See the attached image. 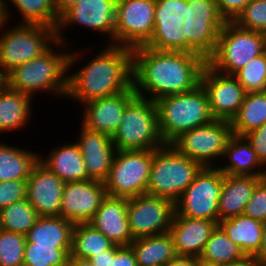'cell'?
Instances as JSON below:
<instances>
[{"label":"cell","instance_id":"22","mask_svg":"<svg viewBox=\"0 0 266 266\" xmlns=\"http://www.w3.org/2000/svg\"><path fill=\"white\" fill-rule=\"evenodd\" d=\"M251 0H187V25L201 32L206 26L233 21Z\"/></svg>","mask_w":266,"mask_h":266},{"label":"cell","instance_id":"44","mask_svg":"<svg viewBox=\"0 0 266 266\" xmlns=\"http://www.w3.org/2000/svg\"><path fill=\"white\" fill-rule=\"evenodd\" d=\"M164 266H202L200 260L194 257L176 256Z\"/></svg>","mask_w":266,"mask_h":266},{"label":"cell","instance_id":"51","mask_svg":"<svg viewBox=\"0 0 266 266\" xmlns=\"http://www.w3.org/2000/svg\"><path fill=\"white\" fill-rule=\"evenodd\" d=\"M257 266H266V257L262 259H257Z\"/></svg>","mask_w":266,"mask_h":266},{"label":"cell","instance_id":"23","mask_svg":"<svg viewBox=\"0 0 266 266\" xmlns=\"http://www.w3.org/2000/svg\"><path fill=\"white\" fill-rule=\"evenodd\" d=\"M263 177L224 174L218 203V222L244 213L256 185Z\"/></svg>","mask_w":266,"mask_h":266},{"label":"cell","instance_id":"1","mask_svg":"<svg viewBox=\"0 0 266 266\" xmlns=\"http://www.w3.org/2000/svg\"><path fill=\"white\" fill-rule=\"evenodd\" d=\"M206 64L204 38L187 25L167 42L132 49L133 88L152 101L189 92L200 85Z\"/></svg>","mask_w":266,"mask_h":266},{"label":"cell","instance_id":"27","mask_svg":"<svg viewBox=\"0 0 266 266\" xmlns=\"http://www.w3.org/2000/svg\"><path fill=\"white\" fill-rule=\"evenodd\" d=\"M33 98L7 86L0 92V134L21 130L32 117Z\"/></svg>","mask_w":266,"mask_h":266},{"label":"cell","instance_id":"50","mask_svg":"<svg viewBox=\"0 0 266 266\" xmlns=\"http://www.w3.org/2000/svg\"><path fill=\"white\" fill-rule=\"evenodd\" d=\"M8 86V74L0 67V92Z\"/></svg>","mask_w":266,"mask_h":266},{"label":"cell","instance_id":"2","mask_svg":"<svg viewBox=\"0 0 266 266\" xmlns=\"http://www.w3.org/2000/svg\"><path fill=\"white\" fill-rule=\"evenodd\" d=\"M187 26V0H117L114 45L161 44Z\"/></svg>","mask_w":266,"mask_h":266},{"label":"cell","instance_id":"30","mask_svg":"<svg viewBox=\"0 0 266 266\" xmlns=\"http://www.w3.org/2000/svg\"><path fill=\"white\" fill-rule=\"evenodd\" d=\"M10 4H9V3ZM4 20L12 19V10L8 5L14 6L17 14L22 16L19 23L41 24L57 28L60 17L55 9L54 0H1Z\"/></svg>","mask_w":266,"mask_h":266},{"label":"cell","instance_id":"38","mask_svg":"<svg viewBox=\"0 0 266 266\" xmlns=\"http://www.w3.org/2000/svg\"><path fill=\"white\" fill-rule=\"evenodd\" d=\"M25 235L0 229V266H23Z\"/></svg>","mask_w":266,"mask_h":266},{"label":"cell","instance_id":"7","mask_svg":"<svg viewBox=\"0 0 266 266\" xmlns=\"http://www.w3.org/2000/svg\"><path fill=\"white\" fill-rule=\"evenodd\" d=\"M202 168L197 161L180 154L172 145L165 144L153 150L147 194L175 204Z\"/></svg>","mask_w":266,"mask_h":266},{"label":"cell","instance_id":"45","mask_svg":"<svg viewBox=\"0 0 266 266\" xmlns=\"http://www.w3.org/2000/svg\"><path fill=\"white\" fill-rule=\"evenodd\" d=\"M93 266H110L111 265V248L107 251H102L100 254H95L90 259Z\"/></svg>","mask_w":266,"mask_h":266},{"label":"cell","instance_id":"19","mask_svg":"<svg viewBox=\"0 0 266 266\" xmlns=\"http://www.w3.org/2000/svg\"><path fill=\"white\" fill-rule=\"evenodd\" d=\"M80 130L79 137L74 141L80 148L88 176L92 180L104 182L116 153L112 136L91 131L82 125Z\"/></svg>","mask_w":266,"mask_h":266},{"label":"cell","instance_id":"17","mask_svg":"<svg viewBox=\"0 0 266 266\" xmlns=\"http://www.w3.org/2000/svg\"><path fill=\"white\" fill-rule=\"evenodd\" d=\"M137 96L133 85L118 94L80 104L84 106L81 125L112 136L121 125L126 106Z\"/></svg>","mask_w":266,"mask_h":266},{"label":"cell","instance_id":"24","mask_svg":"<svg viewBox=\"0 0 266 266\" xmlns=\"http://www.w3.org/2000/svg\"><path fill=\"white\" fill-rule=\"evenodd\" d=\"M62 145L54 146L46 158L39 155V161L64 183L90 180L78 144L73 141Z\"/></svg>","mask_w":266,"mask_h":266},{"label":"cell","instance_id":"20","mask_svg":"<svg viewBox=\"0 0 266 266\" xmlns=\"http://www.w3.org/2000/svg\"><path fill=\"white\" fill-rule=\"evenodd\" d=\"M218 223L214 220L174 216L169 233L177 256L200 258Z\"/></svg>","mask_w":266,"mask_h":266},{"label":"cell","instance_id":"4","mask_svg":"<svg viewBox=\"0 0 266 266\" xmlns=\"http://www.w3.org/2000/svg\"><path fill=\"white\" fill-rule=\"evenodd\" d=\"M57 49L61 52L59 53ZM68 49L71 50L72 48L56 40L41 55L10 71L8 73V86L32 98H34L35 93L39 92L40 94L41 92L53 93L57 98L59 95L66 97L69 69L82 59L83 54L81 49L78 52ZM79 58L80 60H78Z\"/></svg>","mask_w":266,"mask_h":266},{"label":"cell","instance_id":"53","mask_svg":"<svg viewBox=\"0 0 266 266\" xmlns=\"http://www.w3.org/2000/svg\"><path fill=\"white\" fill-rule=\"evenodd\" d=\"M265 170H264V175H263V179H265L266 180V166H265V168H264Z\"/></svg>","mask_w":266,"mask_h":266},{"label":"cell","instance_id":"28","mask_svg":"<svg viewBox=\"0 0 266 266\" xmlns=\"http://www.w3.org/2000/svg\"><path fill=\"white\" fill-rule=\"evenodd\" d=\"M74 223L61 216H39L25 235L26 243L35 246H72Z\"/></svg>","mask_w":266,"mask_h":266},{"label":"cell","instance_id":"8","mask_svg":"<svg viewBox=\"0 0 266 266\" xmlns=\"http://www.w3.org/2000/svg\"><path fill=\"white\" fill-rule=\"evenodd\" d=\"M112 141L116 150H155L164 146L155 101L136 96L126 106Z\"/></svg>","mask_w":266,"mask_h":266},{"label":"cell","instance_id":"11","mask_svg":"<svg viewBox=\"0 0 266 266\" xmlns=\"http://www.w3.org/2000/svg\"><path fill=\"white\" fill-rule=\"evenodd\" d=\"M232 135L230 121L214 119L208 124L182 133L170 145L203 167H217L216 162L223 158Z\"/></svg>","mask_w":266,"mask_h":266},{"label":"cell","instance_id":"49","mask_svg":"<svg viewBox=\"0 0 266 266\" xmlns=\"http://www.w3.org/2000/svg\"><path fill=\"white\" fill-rule=\"evenodd\" d=\"M254 257L256 259H262L266 257V221L263 222V237L261 242V249Z\"/></svg>","mask_w":266,"mask_h":266},{"label":"cell","instance_id":"43","mask_svg":"<svg viewBox=\"0 0 266 266\" xmlns=\"http://www.w3.org/2000/svg\"><path fill=\"white\" fill-rule=\"evenodd\" d=\"M110 266H138L132 248L130 246L113 245L111 247Z\"/></svg>","mask_w":266,"mask_h":266},{"label":"cell","instance_id":"12","mask_svg":"<svg viewBox=\"0 0 266 266\" xmlns=\"http://www.w3.org/2000/svg\"><path fill=\"white\" fill-rule=\"evenodd\" d=\"M224 173L217 167H203L175 203L174 216L214 220L218 223V203Z\"/></svg>","mask_w":266,"mask_h":266},{"label":"cell","instance_id":"13","mask_svg":"<svg viewBox=\"0 0 266 266\" xmlns=\"http://www.w3.org/2000/svg\"><path fill=\"white\" fill-rule=\"evenodd\" d=\"M174 214L175 204L156 195L128 199L127 218L134 239L169 232Z\"/></svg>","mask_w":266,"mask_h":266},{"label":"cell","instance_id":"46","mask_svg":"<svg viewBox=\"0 0 266 266\" xmlns=\"http://www.w3.org/2000/svg\"><path fill=\"white\" fill-rule=\"evenodd\" d=\"M79 1L80 0H54V5L58 16L61 17L70 7Z\"/></svg>","mask_w":266,"mask_h":266},{"label":"cell","instance_id":"39","mask_svg":"<svg viewBox=\"0 0 266 266\" xmlns=\"http://www.w3.org/2000/svg\"><path fill=\"white\" fill-rule=\"evenodd\" d=\"M232 22L240 28L266 34V0H251Z\"/></svg>","mask_w":266,"mask_h":266},{"label":"cell","instance_id":"33","mask_svg":"<svg viewBox=\"0 0 266 266\" xmlns=\"http://www.w3.org/2000/svg\"><path fill=\"white\" fill-rule=\"evenodd\" d=\"M246 255L224 231L217 226L206 242L199 260L202 266H221L242 260Z\"/></svg>","mask_w":266,"mask_h":266},{"label":"cell","instance_id":"10","mask_svg":"<svg viewBox=\"0 0 266 266\" xmlns=\"http://www.w3.org/2000/svg\"><path fill=\"white\" fill-rule=\"evenodd\" d=\"M152 161L153 150H116L104 181L107 195L130 199L147 193Z\"/></svg>","mask_w":266,"mask_h":266},{"label":"cell","instance_id":"6","mask_svg":"<svg viewBox=\"0 0 266 266\" xmlns=\"http://www.w3.org/2000/svg\"><path fill=\"white\" fill-rule=\"evenodd\" d=\"M155 104L158 128L165 144H171L182 133L214 120L208 95L201 84L189 92L161 97Z\"/></svg>","mask_w":266,"mask_h":266},{"label":"cell","instance_id":"48","mask_svg":"<svg viewBox=\"0 0 266 266\" xmlns=\"http://www.w3.org/2000/svg\"><path fill=\"white\" fill-rule=\"evenodd\" d=\"M68 266H93L91 261L89 259H84V258H76V257H71L69 255Z\"/></svg>","mask_w":266,"mask_h":266},{"label":"cell","instance_id":"34","mask_svg":"<svg viewBox=\"0 0 266 266\" xmlns=\"http://www.w3.org/2000/svg\"><path fill=\"white\" fill-rule=\"evenodd\" d=\"M114 244L89 223H76L72 233L71 257L90 259Z\"/></svg>","mask_w":266,"mask_h":266},{"label":"cell","instance_id":"36","mask_svg":"<svg viewBox=\"0 0 266 266\" xmlns=\"http://www.w3.org/2000/svg\"><path fill=\"white\" fill-rule=\"evenodd\" d=\"M72 246H35L25 243L23 266H65Z\"/></svg>","mask_w":266,"mask_h":266},{"label":"cell","instance_id":"21","mask_svg":"<svg viewBox=\"0 0 266 266\" xmlns=\"http://www.w3.org/2000/svg\"><path fill=\"white\" fill-rule=\"evenodd\" d=\"M128 199L107 195L88 222L114 245L129 246L134 240L127 218Z\"/></svg>","mask_w":266,"mask_h":266},{"label":"cell","instance_id":"32","mask_svg":"<svg viewBox=\"0 0 266 266\" xmlns=\"http://www.w3.org/2000/svg\"><path fill=\"white\" fill-rule=\"evenodd\" d=\"M266 123V91L247 92L237 115L231 120L232 134L244 136Z\"/></svg>","mask_w":266,"mask_h":266},{"label":"cell","instance_id":"26","mask_svg":"<svg viewBox=\"0 0 266 266\" xmlns=\"http://www.w3.org/2000/svg\"><path fill=\"white\" fill-rule=\"evenodd\" d=\"M218 226L246 256H255L260 251L263 222L241 214L219 221Z\"/></svg>","mask_w":266,"mask_h":266},{"label":"cell","instance_id":"29","mask_svg":"<svg viewBox=\"0 0 266 266\" xmlns=\"http://www.w3.org/2000/svg\"><path fill=\"white\" fill-rule=\"evenodd\" d=\"M129 246L138 266H164L177 256L169 232L134 239Z\"/></svg>","mask_w":266,"mask_h":266},{"label":"cell","instance_id":"14","mask_svg":"<svg viewBox=\"0 0 266 266\" xmlns=\"http://www.w3.org/2000/svg\"><path fill=\"white\" fill-rule=\"evenodd\" d=\"M117 0H80L70 7L59 20L56 40L69 45L65 29L69 26H82L109 37L108 44H114V29ZM64 33V34H63ZM67 40V41H66Z\"/></svg>","mask_w":266,"mask_h":266},{"label":"cell","instance_id":"40","mask_svg":"<svg viewBox=\"0 0 266 266\" xmlns=\"http://www.w3.org/2000/svg\"><path fill=\"white\" fill-rule=\"evenodd\" d=\"M244 215L261 222L266 221V180L262 179L255 187L250 201L246 204Z\"/></svg>","mask_w":266,"mask_h":266},{"label":"cell","instance_id":"15","mask_svg":"<svg viewBox=\"0 0 266 266\" xmlns=\"http://www.w3.org/2000/svg\"><path fill=\"white\" fill-rule=\"evenodd\" d=\"M200 84L208 95L214 119L230 121L237 115L246 91L233 75L215 71L208 64L203 68Z\"/></svg>","mask_w":266,"mask_h":266},{"label":"cell","instance_id":"16","mask_svg":"<svg viewBox=\"0 0 266 266\" xmlns=\"http://www.w3.org/2000/svg\"><path fill=\"white\" fill-rule=\"evenodd\" d=\"M107 196L104 182L87 180L65 183L61 217L72 223H88Z\"/></svg>","mask_w":266,"mask_h":266},{"label":"cell","instance_id":"35","mask_svg":"<svg viewBox=\"0 0 266 266\" xmlns=\"http://www.w3.org/2000/svg\"><path fill=\"white\" fill-rule=\"evenodd\" d=\"M39 218L25 198L0 210V229L26 235Z\"/></svg>","mask_w":266,"mask_h":266},{"label":"cell","instance_id":"25","mask_svg":"<svg viewBox=\"0 0 266 266\" xmlns=\"http://www.w3.org/2000/svg\"><path fill=\"white\" fill-rule=\"evenodd\" d=\"M223 157L222 159L226 161L224 166L218 165L217 168L224 174L256 177L264 175L265 169L262 168L265 166L244 136L232 135L227 142Z\"/></svg>","mask_w":266,"mask_h":266},{"label":"cell","instance_id":"42","mask_svg":"<svg viewBox=\"0 0 266 266\" xmlns=\"http://www.w3.org/2000/svg\"><path fill=\"white\" fill-rule=\"evenodd\" d=\"M257 154L260 162L266 166V123L244 135Z\"/></svg>","mask_w":266,"mask_h":266},{"label":"cell","instance_id":"31","mask_svg":"<svg viewBox=\"0 0 266 266\" xmlns=\"http://www.w3.org/2000/svg\"><path fill=\"white\" fill-rule=\"evenodd\" d=\"M39 155L33 150L16 148L0 141V182L27 181Z\"/></svg>","mask_w":266,"mask_h":266},{"label":"cell","instance_id":"47","mask_svg":"<svg viewBox=\"0 0 266 266\" xmlns=\"http://www.w3.org/2000/svg\"><path fill=\"white\" fill-rule=\"evenodd\" d=\"M221 266H257V259L254 256H246L240 261Z\"/></svg>","mask_w":266,"mask_h":266},{"label":"cell","instance_id":"37","mask_svg":"<svg viewBox=\"0 0 266 266\" xmlns=\"http://www.w3.org/2000/svg\"><path fill=\"white\" fill-rule=\"evenodd\" d=\"M246 92L266 91V50L233 75Z\"/></svg>","mask_w":266,"mask_h":266},{"label":"cell","instance_id":"18","mask_svg":"<svg viewBox=\"0 0 266 266\" xmlns=\"http://www.w3.org/2000/svg\"><path fill=\"white\" fill-rule=\"evenodd\" d=\"M65 183L39 160L27 179L26 199L39 216H61Z\"/></svg>","mask_w":266,"mask_h":266},{"label":"cell","instance_id":"9","mask_svg":"<svg viewBox=\"0 0 266 266\" xmlns=\"http://www.w3.org/2000/svg\"><path fill=\"white\" fill-rule=\"evenodd\" d=\"M8 23L4 20L0 27V67L7 74L41 55L56 41L55 28L26 23L6 28Z\"/></svg>","mask_w":266,"mask_h":266},{"label":"cell","instance_id":"3","mask_svg":"<svg viewBox=\"0 0 266 266\" xmlns=\"http://www.w3.org/2000/svg\"><path fill=\"white\" fill-rule=\"evenodd\" d=\"M102 49L68 74L67 98L83 104L124 92L133 85L132 49L114 44Z\"/></svg>","mask_w":266,"mask_h":266},{"label":"cell","instance_id":"5","mask_svg":"<svg viewBox=\"0 0 266 266\" xmlns=\"http://www.w3.org/2000/svg\"><path fill=\"white\" fill-rule=\"evenodd\" d=\"M207 50V64L215 71L234 75L266 50V34L238 27L232 21L206 26L201 32Z\"/></svg>","mask_w":266,"mask_h":266},{"label":"cell","instance_id":"41","mask_svg":"<svg viewBox=\"0 0 266 266\" xmlns=\"http://www.w3.org/2000/svg\"><path fill=\"white\" fill-rule=\"evenodd\" d=\"M27 181L0 182V210L26 198Z\"/></svg>","mask_w":266,"mask_h":266},{"label":"cell","instance_id":"52","mask_svg":"<svg viewBox=\"0 0 266 266\" xmlns=\"http://www.w3.org/2000/svg\"><path fill=\"white\" fill-rule=\"evenodd\" d=\"M4 21V15H3V9H2V5H1V0H0V27L2 25Z\"/></svg>","mask_w":266,"mask_h":266}]
</instances>
